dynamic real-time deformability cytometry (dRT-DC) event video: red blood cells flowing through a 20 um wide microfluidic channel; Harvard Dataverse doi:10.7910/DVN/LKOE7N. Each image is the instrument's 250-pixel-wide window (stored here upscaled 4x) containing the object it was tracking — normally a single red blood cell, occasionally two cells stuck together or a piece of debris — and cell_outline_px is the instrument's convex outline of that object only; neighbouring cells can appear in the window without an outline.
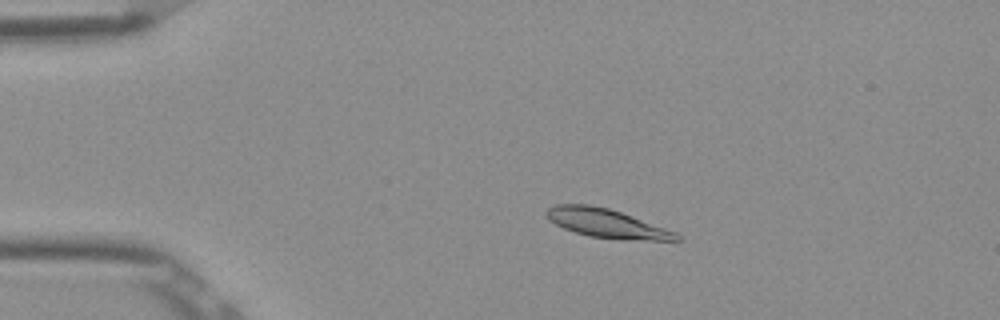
{"species": "Egyptian fruit bat (a non-hibernating species)", "species_latin": "Rousettus aegyptiacus", "temperature_condition": "room temperature", "stored_images_in_passage": 44, "camera_frame_rate_fps": 3000, "um_per_image_px": 0.085, "frame": {"image": 1, "passage_image": 2, "time_ms": 0.333, "image_size_px": [1000, 320], "cell_outline_px": [[684, 240], [620, 240], [588, 236], [564, 228], [548, 220], [544, 212], [548, 208], [556, 204], [588, 204], [608, 208], [620, 212], [676, 232]], "centroid_in_image_um": [51.54, 18.99], "position_along_channel_um": 33.5, "area_um2": 21.79}}
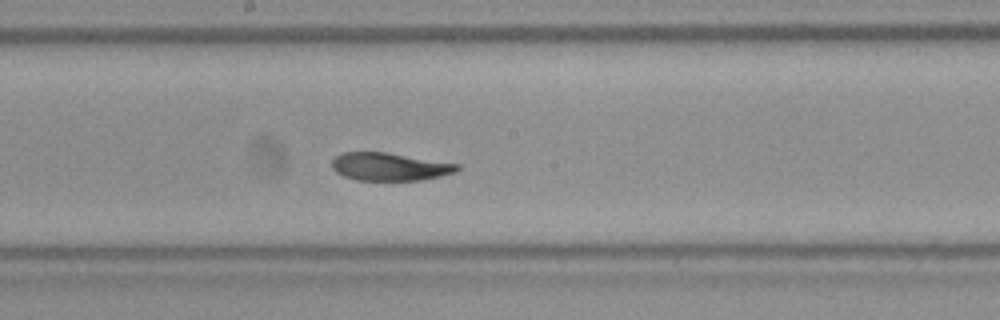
{"frame": {"image": 2, "passage_image": 20, "time_ms": 6.333, "image_size_px": [1000, 320], "cell_outline_px": [[460, 168], [456, 172], [440, 176], [420, 180], [356, 180], [344, 176], [336, 172], [332, 168], [332, 160], [340, 152], [388, 152], [460, 164]], "centroid_in_image_um": [33.12, 14.16], "position_along_channel_um": 215.1, "area_um2": 20.46}}
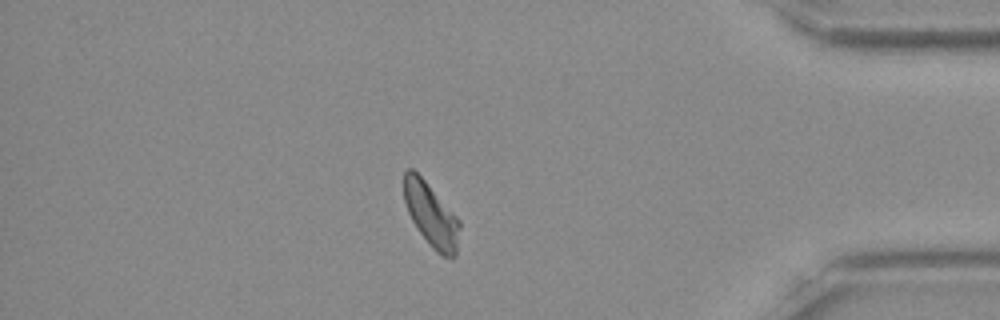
{"frame": {"image": 3, "passage_image": 37, "time_ms": 12.0, "image_size_px": [1000, 320], "cell_outline_px": [[460, 228], [456, 256], [452, 260], [436, 252], [432, 248], [420, 232], [412, 220], [408, 212], [404, 200], [404, 172], [408, 168], [412, 168], [424, 180], [460, 220]], "centroid_in_image_um": [36.66, 18.3], "position_along_channel_um": 398.5, "area_um2": 20.46}, "authors_computed_cell_mechanics": {"area_um2": 21.2415, "velocity_mm_per_s": 3.8378, "shape_relaxation_time_tau1_ms": 7.1761, "shape_relaxation_time_tau2_ms": 2.5881, "deformation_change_tau1": 0.1527, "deformation_change_tau2": 0.0429}}